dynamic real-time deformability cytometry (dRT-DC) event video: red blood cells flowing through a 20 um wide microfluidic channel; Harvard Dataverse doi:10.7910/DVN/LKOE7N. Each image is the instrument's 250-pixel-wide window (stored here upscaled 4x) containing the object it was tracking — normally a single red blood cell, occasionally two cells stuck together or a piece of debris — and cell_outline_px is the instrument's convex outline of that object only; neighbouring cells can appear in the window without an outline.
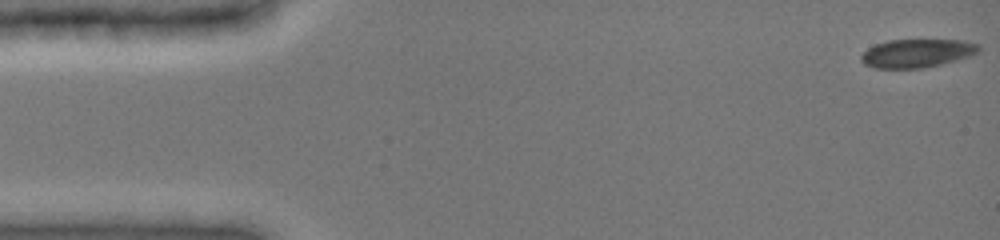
{"species": "common noctule bat (a hibernating species)", "species_latin": "Nyctalus noctula", "temperature_condition": "cold", "stored_images_in_passage": 79, "camera_frame_rate_fps": 3000, "um_per_image_px": 0.085, "animal": {"sex": "female", "body_mass_g": 19.0, "forearm_length_mm": 51.5}, "frame": {"image": 1, "passage_image": 1, "time_ms": 0.0, "image_size_px": [1000, 240], "cell_outline_px": [[980, 48], [976, 52], [968, 56], [956, 60], [924, 68], [876, 68], [864, 64], [860, 60], [860, 56], [868, 48], [876, 44], [888, 40], [960, 40], [980, 44]], "centroid_in_image_um": [77.91, 4.52], "position_along_channel_um": 7.1, "area_um2": 19.31}}
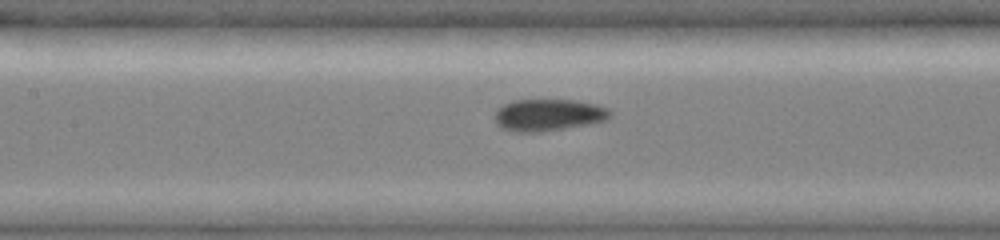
{"frame": {"image": 2, "passage_image": 31, "time_ms": 7.0, "image_size_px": [1000, 240], "cell_outline_px": [[612, 116], [608, 120], [588, 124], [540, 132], [516, 132], [500, 128], [496, 124], [496, 108], [504, 104], [516, 100], [576, 100], [596, 104], [608, 108], [612, 112]], "centroid_in_image_um": [46.63, 9.77], "position_along_channel_um": 160.8, "area_um2": 21.56}}
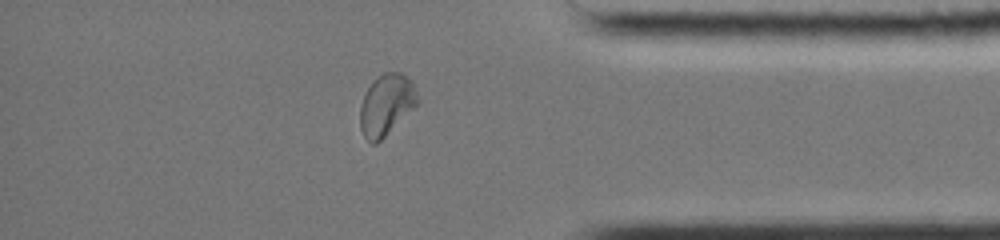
{"frame": {"image": 3, "passage_image": 65, "time_ms": 13.333, "image_size_px": [1000, 240], "cell_outline_px": [[420, 100], [376, 144], [372, 144], [364, 136], [360, 128], [360, 104], [368, 88], [384, 72], [400, 72], [412, 84]], "centroid_in_image_um": [32.8, 8.92], "position_along_channel_um": 402.4, "area_um2": 19.65}}